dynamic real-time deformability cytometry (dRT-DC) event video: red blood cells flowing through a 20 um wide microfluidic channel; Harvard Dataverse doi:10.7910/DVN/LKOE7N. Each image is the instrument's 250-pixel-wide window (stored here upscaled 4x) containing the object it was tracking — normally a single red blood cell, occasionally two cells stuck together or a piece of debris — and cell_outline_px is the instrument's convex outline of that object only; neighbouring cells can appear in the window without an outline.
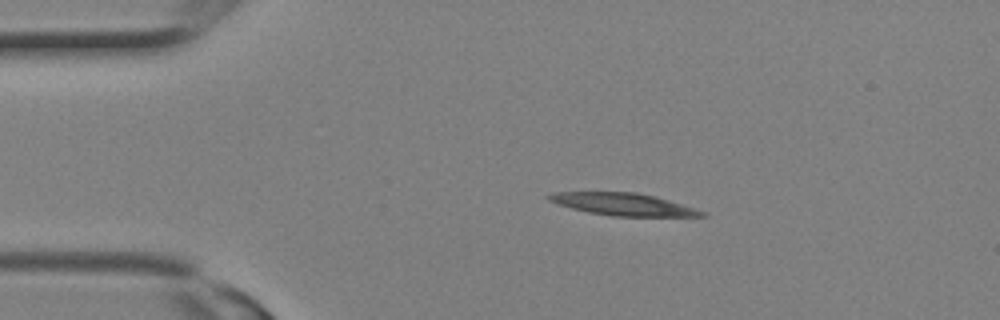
{"species": "Egyptian fruit bat (a non-hibernating species)", "species_latin": "Rousettus aegyptiacus", "temperature_condition": "room temperature", "stored_images_in_passage": 1, "camera_frame_rate_fps": 3000, "um_per_image_px": 0.085, "animal": {"sex": "female"}, "frame": {"image": 1, "passage_image": 1, "time_ms": 0.0, "image_size_px": [1000, 320], "cell_outline_px": [[708, 216], [612, 216], [588, 212], [572, 208], [548, 200], [544, 196], [556, 192], [636, 192], [656, 196], [708, 212]], "centroid_in_image_um": [53.01, 17.36], "position_along_channel_um": 32.0, "area_um2": 19.83}}